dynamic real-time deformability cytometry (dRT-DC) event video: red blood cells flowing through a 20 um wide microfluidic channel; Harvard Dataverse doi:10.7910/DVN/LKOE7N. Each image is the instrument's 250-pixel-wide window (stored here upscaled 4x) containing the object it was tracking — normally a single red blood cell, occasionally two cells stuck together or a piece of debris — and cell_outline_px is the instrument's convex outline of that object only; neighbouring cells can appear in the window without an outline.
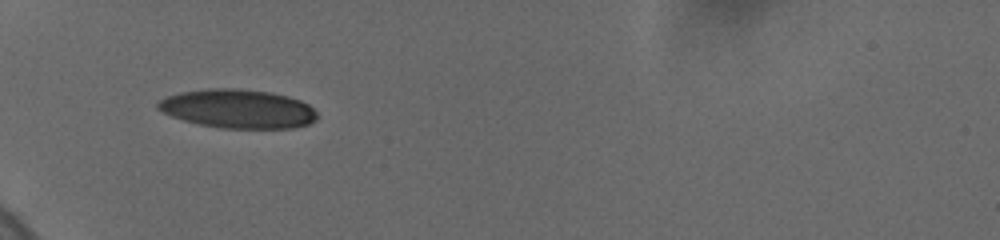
{"species": "human", "species_latin": "Homo sapiens", "temperature_condition": "cold", "stored_images_in_passage": 13, "camera_frame_rate_fps": 3000, "um_per_image_px": 0.085, "donor": {"sex": "female"}, "frame": {"image": 1, "passage_image": 1, "time_ms": 0.0, "image_size_px": [1000, 240], "cell_outline_px": [[316, 120], [308, 124], [292, 128], [220, 128], [200, 124], [184, 120], [172, 116], [156, 108], [156, 104], [160, 100], [168, 96], [180, 92], [204, 88], [236, 88], [268, 92], [288, 96], [300, 100], [308, 104], [316, 112]], "centroid_in_image_um": [20.21, 9.24], "position_along_channel_um": 64.8, "area_um2": 35.95}}
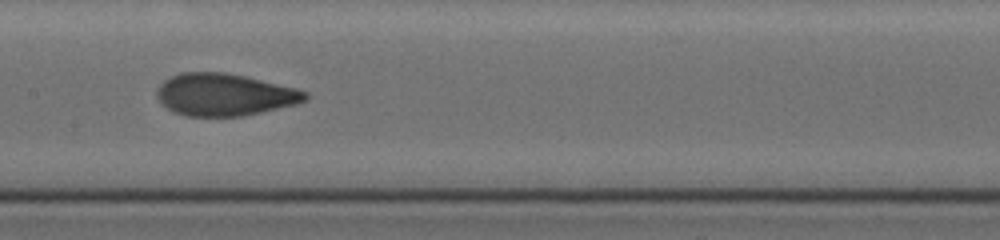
{"frame": {"image": 2, "passage_image": 10, "time_ms": 3.667, "image_size_px": [1000, 240], "cell_outline_px": [[308, 96], [304, 100], [296, 104], [260, 112], [240, 116], [184, 116], [172, 112], [160, 104], [156, 96], [156, 92], [160, 84], [164, 80], [180, 72], [224, 72], [244, 76], [296, 88], [308, 92]], "centroid_in_image_um": [19.02, 8.05], "position_along_channel_um": 188.4, "area_um2": 36.47}}
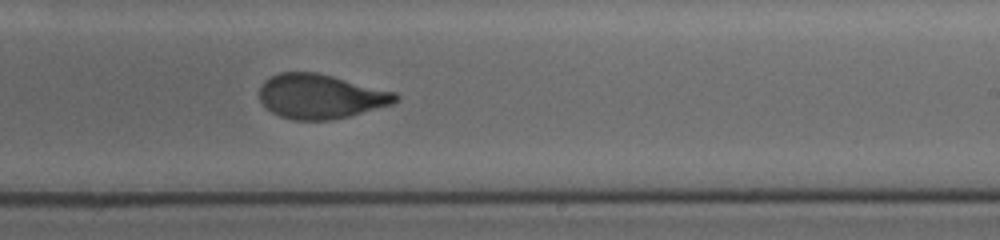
{"frame": {"image": 3, "passage_image": 13, "time_ms": 5.667, "image_size_px": [1000, 240], "cell_outline_px": [[400, 96], [392, 104], [348, 116], [328, 120], [296, 120], [280, 116], [272, 112], [260, 100], [260, 88], [264, 80], [280, 72], [316, 72], [396, 92]], "centroid_in_image_um": [27.24, 8.19], "position_along_channel_um": 261.8, "area_um2": 34.91}}